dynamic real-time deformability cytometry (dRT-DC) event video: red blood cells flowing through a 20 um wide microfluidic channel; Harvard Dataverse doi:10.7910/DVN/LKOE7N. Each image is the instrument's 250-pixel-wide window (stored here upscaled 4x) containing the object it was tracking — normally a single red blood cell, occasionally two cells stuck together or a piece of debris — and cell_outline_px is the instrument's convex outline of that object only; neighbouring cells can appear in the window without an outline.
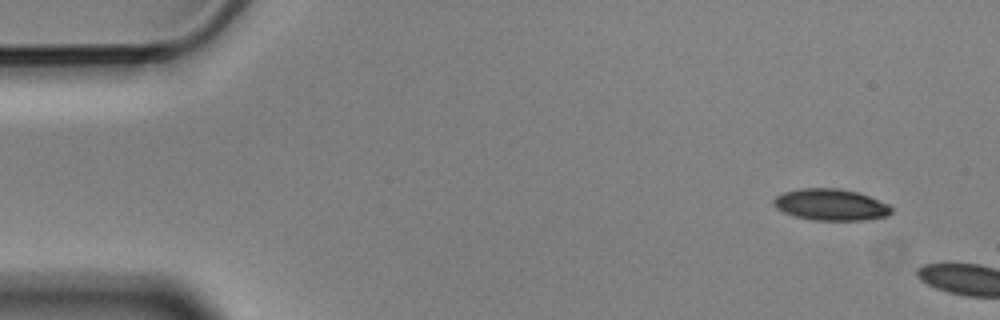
{"species": "Egyptian fruit bat (a non-hibernating species)", "species_latin": "Rousettus aegyptiacus", "temperature_condition": "cold", "stored_images_in_passage": 2, "camera_frame_rate_fps": 3000, "um_per_image_px": 0.085, "animal": {"sex": "male"}, "frame": {"image": 1, "passage_image": 1, "time_ms": 0.0, "image_size_px": [1000, 320], "cell_outline_px": [[892, 212], [888, 216], [864, 220], [812, 220], [796, 216], [784, 212], [776, 208], [772, 204], [772, 200], [776, 196], [784, 192], [800, 188], [836, 188], [856, 192], [868, 196], [888, 204], [892, 208]], "centroid_in_image_um": [70.59, 17.4], "position_along_channel_um": 14.4, "area_um2": 21.56}}